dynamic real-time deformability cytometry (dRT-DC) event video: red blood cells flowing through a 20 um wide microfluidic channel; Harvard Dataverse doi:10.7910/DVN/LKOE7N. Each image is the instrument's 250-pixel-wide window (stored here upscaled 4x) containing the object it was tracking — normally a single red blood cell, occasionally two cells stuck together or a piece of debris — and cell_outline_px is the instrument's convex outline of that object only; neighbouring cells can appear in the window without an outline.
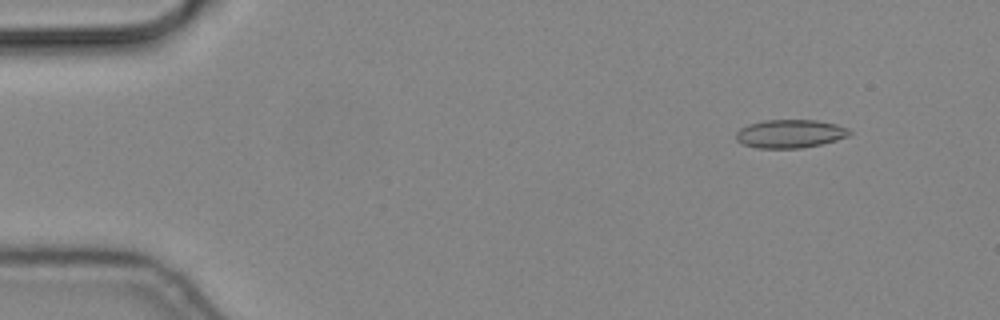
{"species": "common noctule bat (a hibernating species)", "species_latin": "Nyctalus noctula", "temperature_condition": "cold", "stored_images_in_passage": 56, "camera_frame_rate_fps": 3000, "um_per_image_px": 0.085, "animal": {"sex": "male", "body_mass_g": 19.2, "forearm_length_mm": 51.8}, "frame": {"image": 1, "passage_image": 6, "time_ms": 1.667, "image_size_px": [1000, 320], "cell_outline_px": [[852, 132], [848, 136], [836, 140], [820, 144], [800, 148], [756, 148], [744, 144], [736, 140], [736, 132], [740, 128], [748, 124], [764, 120], [816, 120], [836, 124], [848, 128]], "centroid_in_image_um": [67.14, 11.36], "position_along_channel_um": 17.9, "area_um2": 18.73}}
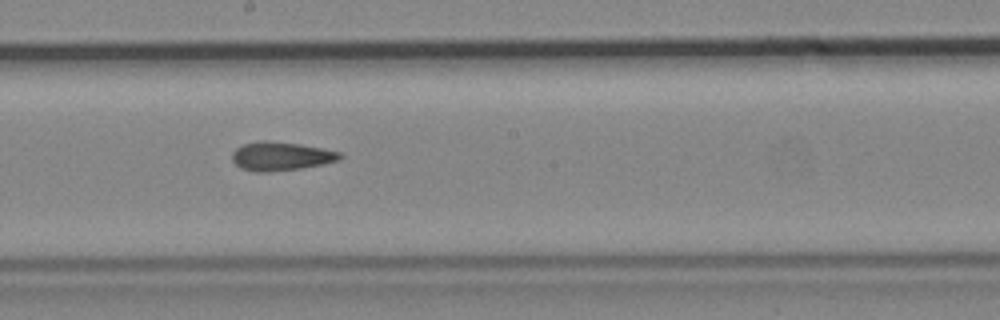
{"frame": {"image": 2, "passage_image": 31, "time_ms": 10.0, "image_size_px": [1000, 320], "cell_outline_px": [[344, 156], [340, 160], [324, 164], [300, 168], [268, 172], [256, 172], [240, 168], [232, 160], [232, 152], [236, 148], [244, 144], [260, 140], [268, 140], [300, 144], [340, 152]], "centroid_in_image_um": [23.87, 13.27], "position_along_channel_um": 224.3, "area_um2": 18.09}}
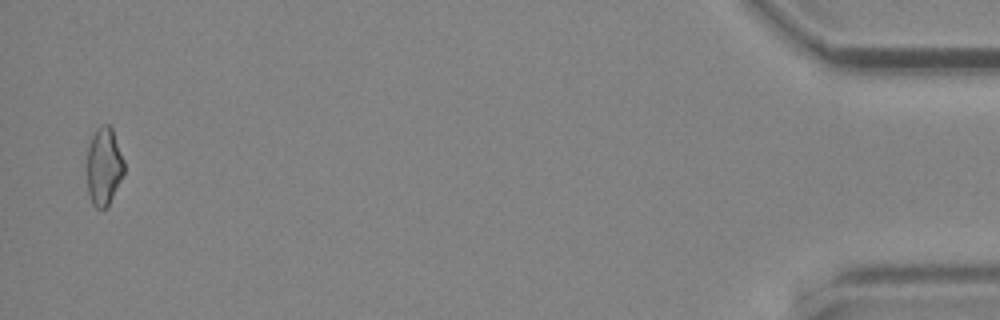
{"frame": {"image": 3, "passage_image": 55, "time_ms": 18.0, "image_size_px": [1000, 320], "cell_outline_px": [[124, 172], [108, 204], [104, 208], [96, 208], [92, 204], [88, 192], [88, 148], [92, 136], [96, 128], [100, 124], [108, 124], [112, 128], [124, 160]], "centroid_in_image_um": [8.83, 14.1], "position_along_channel_um": 426.4, "area_um2": 16.53}}